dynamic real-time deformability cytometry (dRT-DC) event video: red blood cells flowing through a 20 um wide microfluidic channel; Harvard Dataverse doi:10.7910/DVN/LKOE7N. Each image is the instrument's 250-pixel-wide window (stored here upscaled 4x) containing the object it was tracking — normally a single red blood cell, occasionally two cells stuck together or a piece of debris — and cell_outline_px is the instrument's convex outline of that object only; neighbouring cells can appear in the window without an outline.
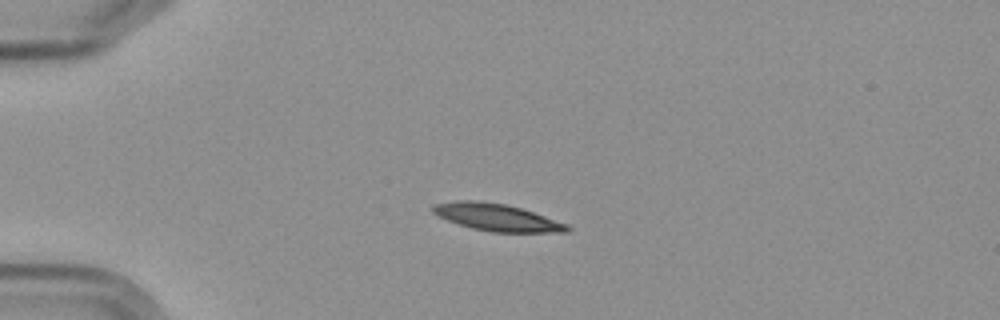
{"species": "Egyptian fruit bat (a non-hibernating species)", "species_latin": "Rousettus aegyptiacus", "temperature_condition": "cold", "stored_images_in_passage": 6, "camera_frame_rate_fps": 3000, "um_per_image_px": 0.085, "frame": {"image": 1, "passage_image": 4, "time_ms": 3.667, "image_size_px": [1000, 320], "cell_outline_px": [[572, 228], [568, 232], [492, 232], [472, 228], [448, 220], [432, 212], [432, 204], [456, 200], [476, 200], [504, 204], [520, 208], [568, 224]], "centroid_in_image_um": [42.23, 18.47], "position_along_channel_um": 42.8, "area_um2": 21.04}}
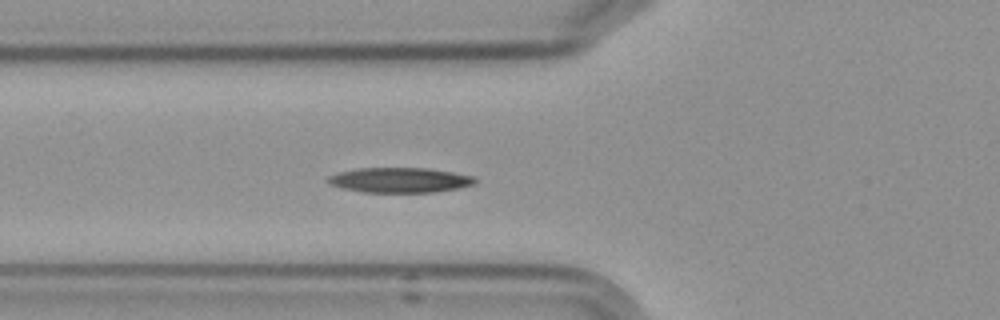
{"frame": {"image": 2, "passage_image": 6, "time_ms": 6.0, "image_size_px": [1000, 320], "cell_outline_px": [[476, 184], [460, 188], [432, 192], [364, 192], [344, 188], [328, 184], [324, 180], [328, 176], [340, 172], [356, 168], [428, 168], [452, 172], [472, 176], [476, 180]], "centroid_in_image_um": [33.96, 15.3], "position_along_channel_um": 91.8, "area_um2": 21.44}}